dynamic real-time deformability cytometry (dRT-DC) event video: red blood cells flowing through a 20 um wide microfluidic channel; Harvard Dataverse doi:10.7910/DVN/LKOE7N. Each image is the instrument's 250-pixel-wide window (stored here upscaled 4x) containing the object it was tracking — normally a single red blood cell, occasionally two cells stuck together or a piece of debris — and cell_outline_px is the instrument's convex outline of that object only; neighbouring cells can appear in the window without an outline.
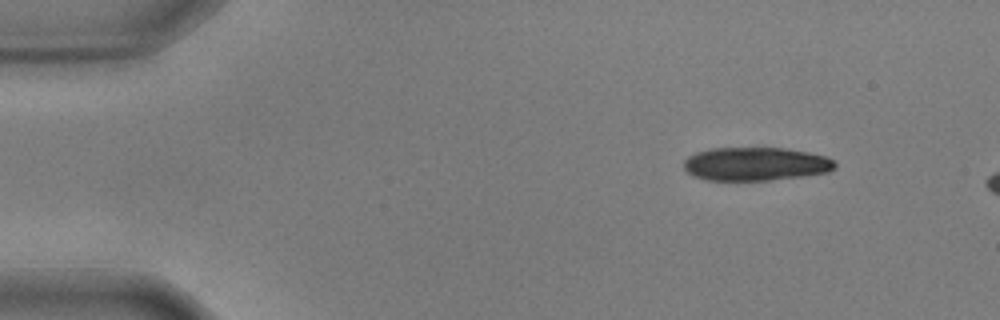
{"species": "common noctule bat (a hibernating species)", "species_latin": "Nyctalus noctula", "temperature_condition": "warm", "stored_images_in_passage": 11, "camera_frame_rate_fps": 3000, "um_per_image_px": 0.085, "animal": {"sex": "male", "body_mass_g": 17.9, "forearm_length_mm": 54.2}, "frame": {"image": 1, "passage_image": 1, "time_ms": 0.0, "image_size_px": [1000, 320], "cell_outline_px": [[836, 168], [828, 172], [804, 176], [768, 180], [704, 180], [692, 176], [684, 168], [684, 160], [688, 156], [696, 152], [712, 148], [784, 148], [808, 152], [824, 156], [836, 160]], "centroid_in_image_um": [64.23, 13.94], "position_along_channel_um": 20.8, "area_um2": 29.59}}